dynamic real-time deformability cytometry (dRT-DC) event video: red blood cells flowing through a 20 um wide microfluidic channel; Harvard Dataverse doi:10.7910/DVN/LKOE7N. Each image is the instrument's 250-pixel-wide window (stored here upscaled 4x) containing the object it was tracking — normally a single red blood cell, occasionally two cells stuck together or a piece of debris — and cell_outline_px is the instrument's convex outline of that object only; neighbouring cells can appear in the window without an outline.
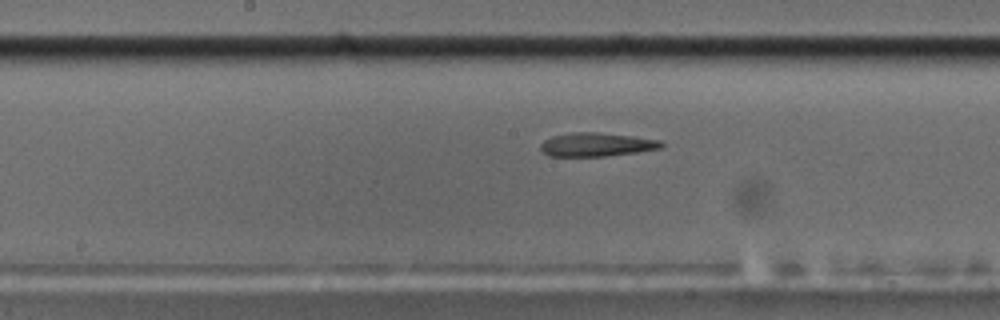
{"species": "common noctule bat (a hibernating species)", "species_latin": "Nyctalus noctula", "temperature_condition": "cold", "stored_images_in_passage": 43, "camera_frame_rate_fps": 3000, "um_per_image_px": 0.085, "animal": {"sex": "male", "body_mass_g": 17.5, "forearm_length_mm": 52.3}, "frame": {"image": 1, "passage_image": 19, "time_ms": 6.0, "image_size_px": [1000, 320], "cell_outline_px": [[664, 148], [636, 152], [604, 156], [548, 156], [540, 148], [540, 144], [544, 140], [552, 136], [572, 132], [596, 132], [632, 136], [660, 140], [664, 144]], "centroid_in_image_um": [50.71, 12.28], "position_along_channel_um": 197.5, "area_um2": 16.65}}
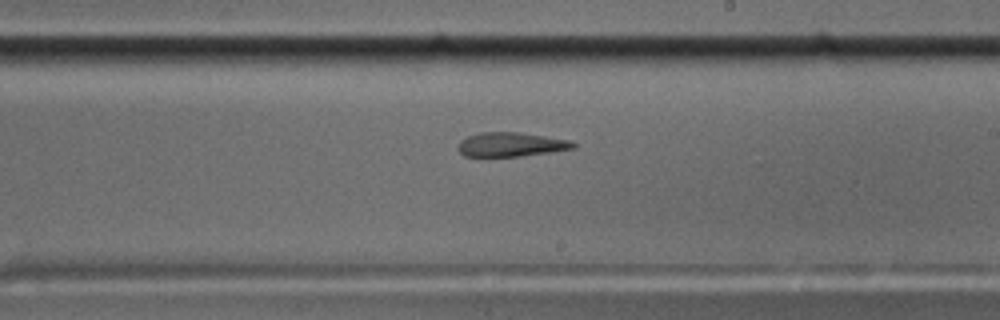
{"frame": {"image": 2, "passage_image": 23, "time_ms": 7.333, "image_size_px": [1000, 320], "cell_outline_px": [[576, 148], [552, 152], [520, 156], [464, 156], [456, 148], [460, 140], [468, 136], [480, 132], [520, 132], [568, 140], [576, 144]], "centroid_in_image_um": [43.41, 12.28], "position_along_channel_um": 245.6, "area_um2": 16.24}}
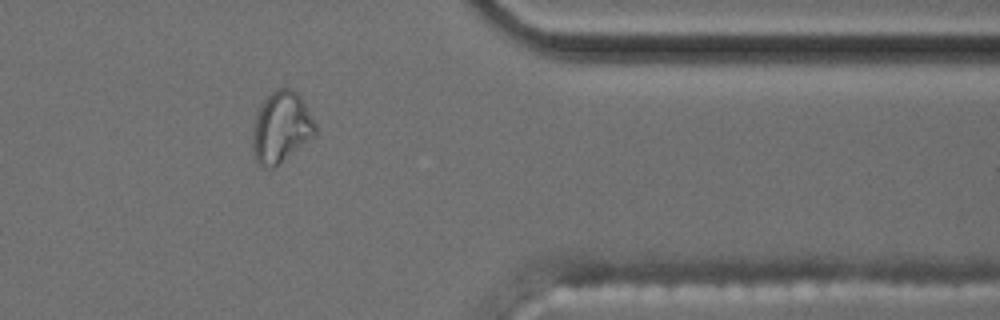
{"frame": {"image": 3, "passage_image": 36, "time_ms": 11.667, "image_size_px": [1000, 320], "cell_outline_px": [[316, 136], [272, 168], [260, 168], [256, 160], [252, 148], [252, 140], [256, 112], [260, 104], [276, 88], [288, 88], [296, 92], [300, 96], [316, 124]], "centroid_in_image_um": [23.89, 10.83], "position_along_channel_um": 387.5, "area_um2": 25.95}, "authors_computed_cell_mechanics": {"area_um2": 17.2822, "velocity_mm_per_s": 3.6212, "shape_relaxation_time_tau1_ms": null, "shape_relaxation_time_tau2_ms": 7.8489, "deformation_change_tau1": null, "deformation_change_tau2": 0.1721}}